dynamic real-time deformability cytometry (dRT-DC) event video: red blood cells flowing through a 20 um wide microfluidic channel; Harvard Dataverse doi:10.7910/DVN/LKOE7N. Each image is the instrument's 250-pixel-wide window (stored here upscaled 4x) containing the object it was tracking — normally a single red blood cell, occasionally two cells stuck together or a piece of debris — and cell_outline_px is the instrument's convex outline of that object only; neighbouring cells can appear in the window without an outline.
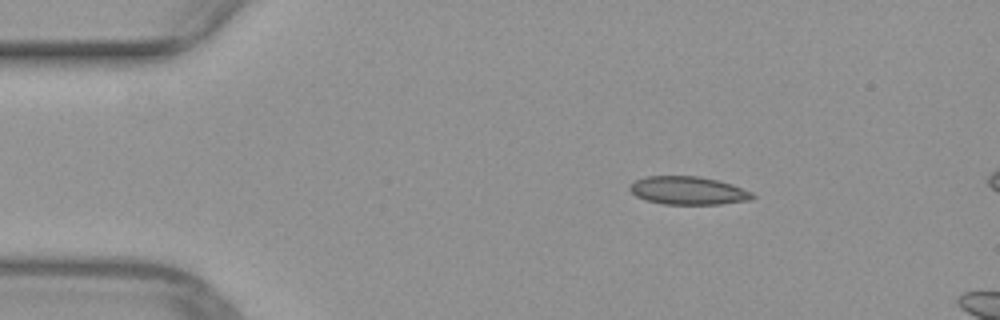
{"species": "common noctule bat (a hibernating species)", "species_latin": "Nyctalus noctula", "temperature_condition": "warm", "stored_images_in_passage": 6, "camera_frame_rate_fps": 3000, "um_per_image_px": 0.085, "animal": {"sex": "female", "body_mass_g": 29.2, "forearm_length_mm": 56.3}, "frame": {"image": 1, "passage_image": 1, "time_ms": 0.0, "image_size_px": [1000, 320], "cell_outline_px": [[756, 196], [752, 200], [720, 204], [664, 204], [648, 200], [636, 196], [628, 188], [636, 180], [644, 176], [700, 176], [732, 184], [752, 192]], "centroid_in_image_um": [58.52, 16.2], "position_along_channel_um": 26.5, "area_um2": 20.06}}